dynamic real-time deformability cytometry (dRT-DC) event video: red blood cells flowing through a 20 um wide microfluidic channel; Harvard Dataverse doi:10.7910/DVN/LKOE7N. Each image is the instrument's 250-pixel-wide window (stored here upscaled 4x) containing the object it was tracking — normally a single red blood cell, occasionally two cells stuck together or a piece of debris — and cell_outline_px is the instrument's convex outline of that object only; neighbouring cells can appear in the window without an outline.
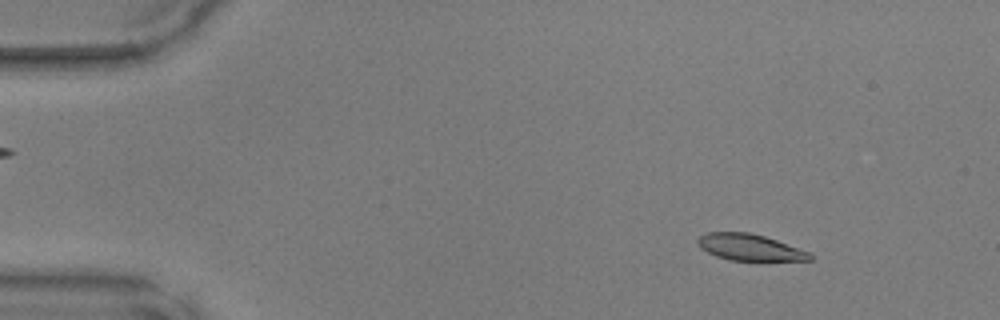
{"species": "common noctule bat (a hibernating species)", "species_latin": "Nyctalus noctula", "temperature_condition": "warm", "stored_images_in_passage": 48, "camera_frame_rate_fps": 3000, "um_per_image_px": 0.085, "animal": {"sex": "male", "body_mass_g": 17.9, "forearm_length_mm": 54.2}, "frame": {"image": 1, "passage_image": 6, "time_ms": 1.667, "image_size_px": [1000, 320], "cell_outline_px": [[816, 256], [812, 260], [732, 260], [716, 256], [700, 248], [696, 244], [696, 240], [700, 236], [708, 232], [748, 232], [764, 236], [776, 240], [808, 252]], "centroid_in_image_um": [63.7, 21.02], "position_along_channel_um": 21.3, "area_um2": 17.11}}
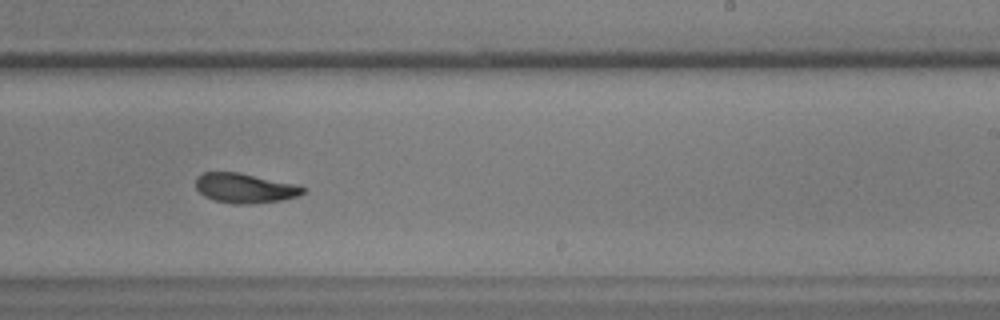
{"frame": {"image": 2, "passage_image": 30, "time_ms": 9.667, "image_size_px": [1000, 320], "cell_outline_px": [[308, 192], [284, 200], [252, 204], [232, 204], [216, 200], [204, 196], [196, 188], [196, 176], [204, 172], [240, 172], [292, 184], [304, 188]], "centroid_in_image_um": [20.79, 16.0], "position_along_channel_um": 268.2, "area_um2": 18.5}}
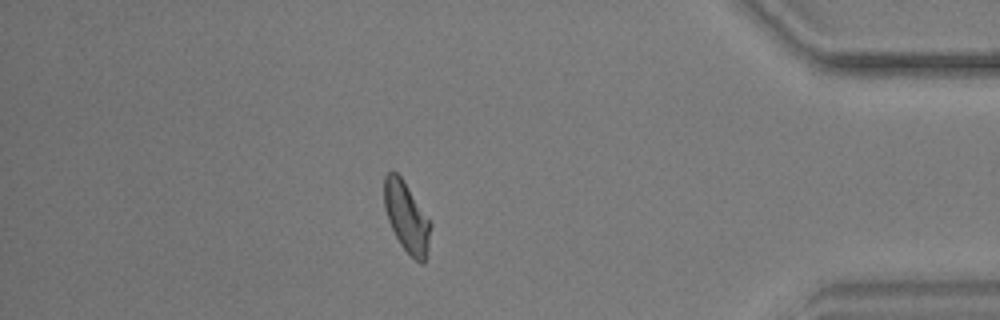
{"frame": {"image": 3, "passage_image": 42, "time_ms": 13.667, "image_size_px": [1000, 320], "cell_outline_px": [[432, 224], [428, 248], [424, 260], [420, 264], [400, 244], [388, 220], [384, 208], [384, 176], [392, 168], [400, 176]], "centroid_in_image_um": [34.54, 18.43], "position_along_channel_um": 400.7, "area_um2": 18.61}}